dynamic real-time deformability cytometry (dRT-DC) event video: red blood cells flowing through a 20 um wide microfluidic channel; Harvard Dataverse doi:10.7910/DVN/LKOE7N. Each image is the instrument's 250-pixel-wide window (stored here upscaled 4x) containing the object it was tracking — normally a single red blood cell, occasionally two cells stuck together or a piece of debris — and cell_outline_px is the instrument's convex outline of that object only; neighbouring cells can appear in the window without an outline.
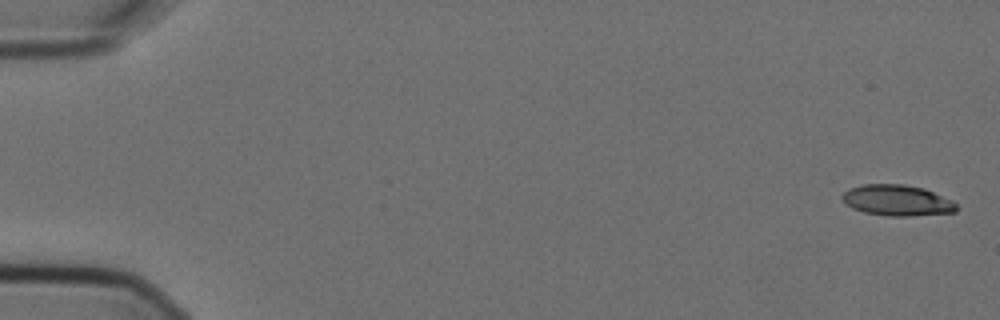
{"species": "Egyptian fruit bat (a non-hibernating species)", "species_latin": "Rousettus aegyptiacus", "temperature_condition": "cold", "stored_images_in_passage": 11, "camera_frame_rate_fps": 3000, "um_per_image_px": 0.085, "animal": {"sex": "female"}, "frame": {"image": 1, "passage_image": 1, "time_ms": 0.0, "image_size_px": [1000, 320], "cell_outline_px": [[956, 212], [912, 216], [888, 216], [864, 212], [852, 208], [844, 204], [840, 196], [848, 188], [864, 184], [904, 184], [924, 188], [952, 200], [956, 204]], "centroid_in_image_um": [76.21, 17.03], "position_along_channel_um": 8.8, "area_um2": 20.75}}
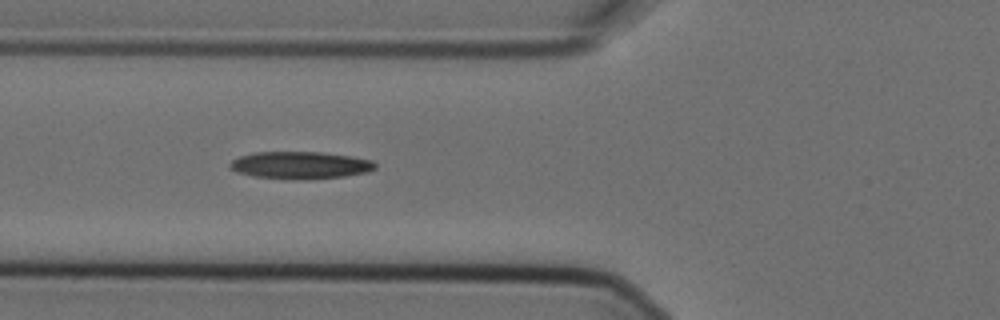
{"frame": {"image": 2, "passage_image": 6, "time_ms": 1.667, "image_size_px": [1000, 320], "cell_outline_px": [[376, 168], [368, 172], [344, 176], [304, 180], [252, 176], [236, 172], [228, 168], [228, 164], [232, 160], [240, 156], [252, 152], [320, 152], [352, 156], [372, 160], [376, 164]], "centroid_in_image_um": [25.5, 14.04], "position_along_channel_um": 100.3, "area_um2": 23.29}}
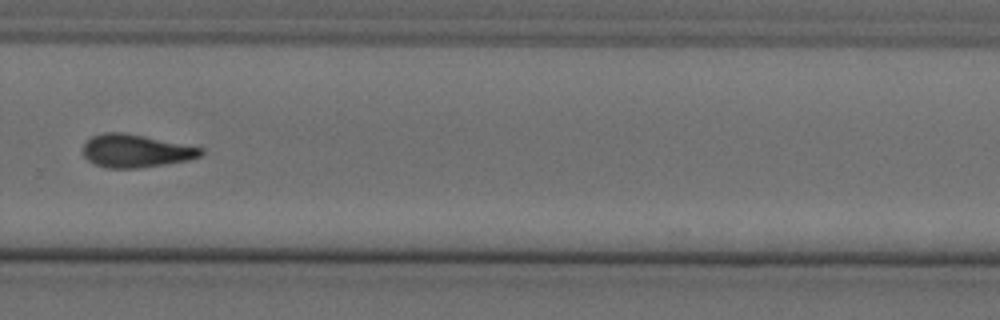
{"frame": {"image": 3, "passage_image": 11, "time_ms": 3.333, "image_size_px": [1000, 320], "cell_outline_px": [[204, 152], [200, 156], [188, 160], [140, 168], [104, 168], [92, 164], [84, 156], [84, 144], [92, 136], [104, 132], [120, 132], [204, 148]], "centroid_in_image_um": [11.51, 12.84], "position_along_channel_um": 318.3, "area_um2": 22.43}}